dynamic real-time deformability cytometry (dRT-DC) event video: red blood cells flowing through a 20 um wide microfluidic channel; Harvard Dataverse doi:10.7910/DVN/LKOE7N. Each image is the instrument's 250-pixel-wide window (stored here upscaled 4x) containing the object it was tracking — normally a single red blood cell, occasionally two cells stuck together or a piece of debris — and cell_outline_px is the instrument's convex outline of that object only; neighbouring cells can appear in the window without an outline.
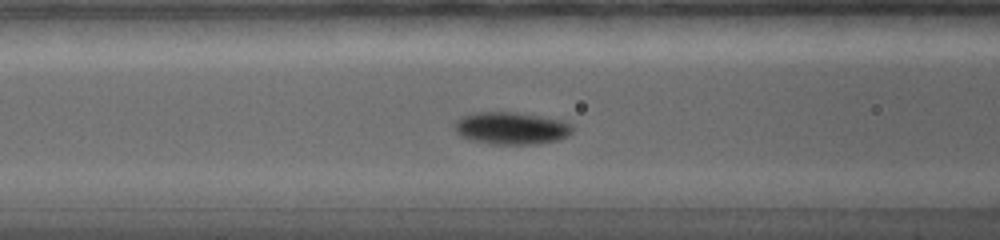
{"species": "common noctule bat (a hibernating species)", "species_latin": "Nyctalus noctula", "temperature_condition": "warm", "stored_images_in_passage": 18, "camera_frame_rate_fps": 5000, "um_per_image_px": 0.085, "animal": {"sex": "female", "body_mass_g": 19.0, "forearm_length_mm": 56.7}, "frame": {"image": 1, "passage_image": 8, "time_ms": 4.8, "image_size_px": [1000, 240], "cell_outline_px": [[572, 132], [568, 136], [560, 140], [536, 144], [492, 144], [468, 140], [460, 136], [456, 132], [456, 120], [472, 112], [516, 112], [560, 120], [572, 124]], "centroid_in_image_um": [43.46, 10.91], "position_along_channel_um": 123.1, "area_um2": 22.25}}
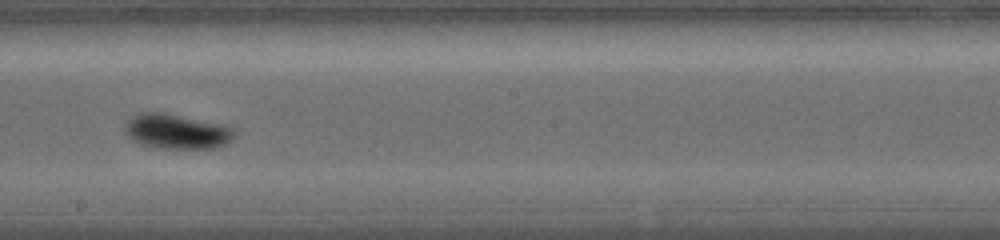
{"frame": {"image": 2, "passage_image": 13, "time_ms": 7.8, "image_size_px": [1000, 240], "cell_outline_px": [[240, 132], [232, 140], [216, 148], [160, 148], [140, 144], [132, 140], [128, 136], [124, 128], [124, 124], [132, 116], [140, 112], [164, 112], [224, 124], [236, 128]], "centroid_in_image_um": [15.08, 11.16], "position_along_channel_um": 233.1, "area_um2": 22.72}}
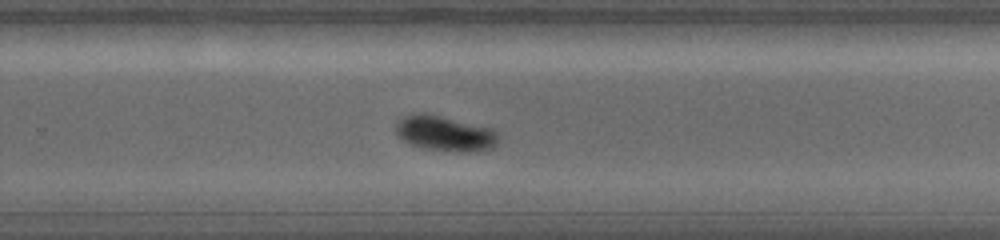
{"frame": {"image": 3, "passage_image": 16, "time_ms": 9.4, "image_size_px": [1000, 240], "cell_outline_px": [[500, 140], [492, 148], [468, 152], [452, 152], [428, 148], [412, 144], [404, 140], [396, 132], [396, 120], [404, 116], [420, 112], [424, 112], [492, 128], [500, 136]], "centroid_in_image_um": [37.85, 11.33], "position_along_channel_um": 291.9, "area_um2": 21.04}}